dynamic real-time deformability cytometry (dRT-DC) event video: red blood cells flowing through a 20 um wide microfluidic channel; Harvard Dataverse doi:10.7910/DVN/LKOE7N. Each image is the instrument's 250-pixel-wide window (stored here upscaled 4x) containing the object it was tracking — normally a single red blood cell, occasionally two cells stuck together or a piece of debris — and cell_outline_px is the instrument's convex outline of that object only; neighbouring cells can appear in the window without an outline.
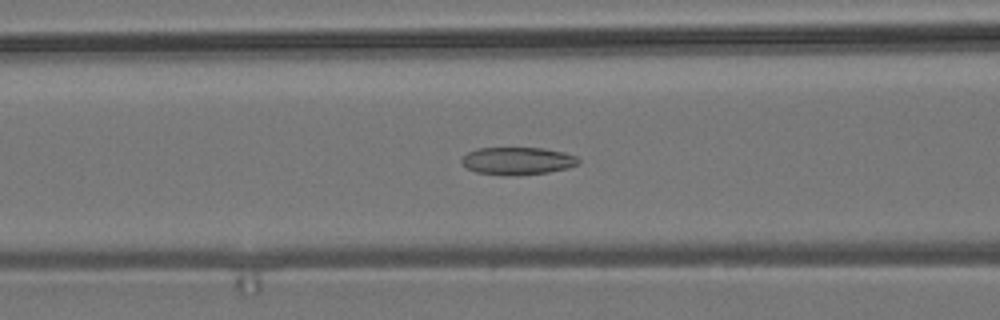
{"species": "common noctule bat (a hibernating species)", "species_latin": "Nyctalus noctula", "temperature_condition": "room temperature", "stored_images_in_passage": 54, "camera_frame_rate_fps": 3000, "um_per_image_px": 0.085, "animal": {"sex": "male", "body_mass_g": 19.2, "forearm_length_mm": 51.8}, "frame": {"image": 1, "passage_image": 22, "time_ms": 7.0, "image_size_px": [1000, 320], "cell_outline_px": [[580, 164], [568, 168], [548, 172], [520, 176], [504, 176], [476, 172], [468, 168], [460, 160], [468, 152], [476, 148], [544, 148], [564, 152], [576, 156], [580, 160]], "centroid_in_image_um": [44.02, 13.69], "position_along_channel_um": 122.6, "area_um2": 19.02}}
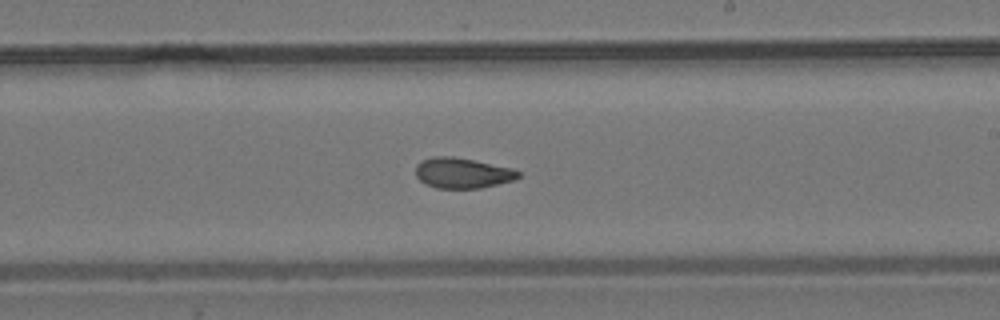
{"frame": {"image": 2, "passage_image": 32, "time_ms": 10.333, "image_size_px": [1000, 320], "cell_outline_px": [[520, 176], [516, 180], [480, 188], [436, 188], [424, 184], [416, 176], [416, 164], [420, 160], [432, 156], [452, 156], [512, 168], [520, 172]], "centroid_in_image_um": [39.28, 14.7], "position_along_channel_um": 249.7, "area_um2": 18.32}}
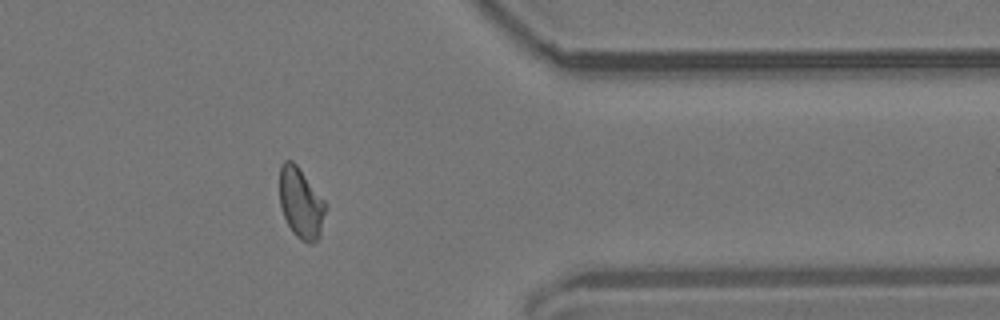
{"frame": {"image": 3, "passage_image": 44, "time_ms": 14.333, "image_size_px": [1000, 320], "cell_outline_px": [[324, 212], [320, 236], [312, 244], [308, 244], [300, 240], [292, 232], [284, 216], [280, 204], [280, 164], [284, 160], [292, 160], [296, 164], [324, 200]], "centroid_in_image_um": [25.55, 17.27], "position_along_channel_um": 385.9, "area_um2": 18.61}, "authors_computed_cell_mechanics": {"area_um2": 18.9584, "velocity_mm_per_s": 3.8182, "shape_relaxation_time_tau1_ms": null, "shape_relaxation_time_tau2_ms": 1.7217, "deformation_change_tau1": null, "deformation_change_tau2": 0.069}}